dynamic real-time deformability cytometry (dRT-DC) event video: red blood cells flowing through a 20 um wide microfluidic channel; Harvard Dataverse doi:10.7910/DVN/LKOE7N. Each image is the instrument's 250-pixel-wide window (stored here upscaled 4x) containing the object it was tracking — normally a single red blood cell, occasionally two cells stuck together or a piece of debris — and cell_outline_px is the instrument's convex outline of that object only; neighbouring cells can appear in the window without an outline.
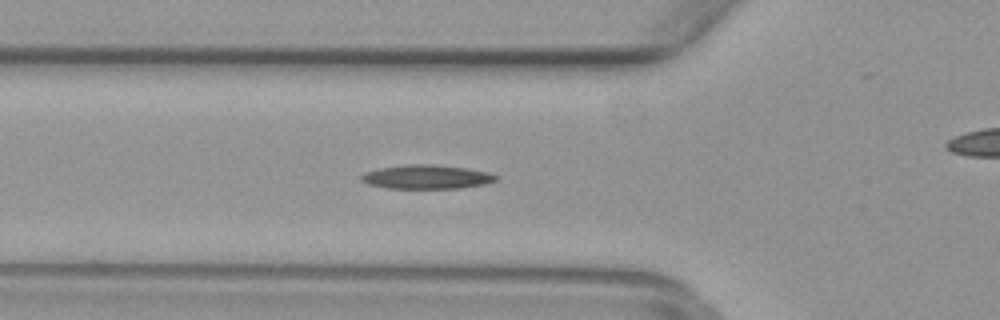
{"species": "common noctule bat (a hibernating species)", "species_latin": "Nyctalus noctula", "temperature_condition": "warm", "stored_images_in_passage": 35, "camera_frame_rate_fps": 3000, "um_per_image_px": 0.085, "animal": {"sex": "female", "body_mass_g": 29.2, "forearm_length_mm": 56.3}, "frame": {"image": 1, "passage_image": 2, "time_ms": 0.333, "image_size_px": [1000, 320], "cell_outline_px": [[500, 176], [496, 180], [484, 184], [460, 188], [388, 188], [368, 184], [360, 180], [360, 176], [364, 172], [380, 168], [408, 164], [432, 164], [468, 168], [488, 172]], "centroid_in_image_um": [36.27, 15.03], "position_along_channel_um": 89.5, "area_um2": 18.84}}
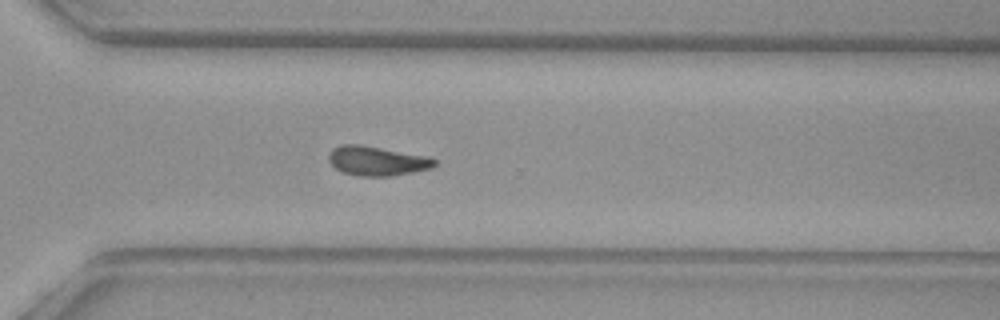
{"frame": {"image": 2, "passage_image": 20, "time_ms": 6.333, "image_size_px": [1000, 320], "cell_outline_px": [[436, 164], [432, 168], [392, 176], [356, 176], [344, 172], [336, 168], [328, 160], [328, 156], [332, 148], [340, 144], [360, 144], [428, 156], [436, 160]], "centroid_in_image_um": [32.03, 13.67], "position_along_channel_um": 338.6, "area_um2": 18.21}}
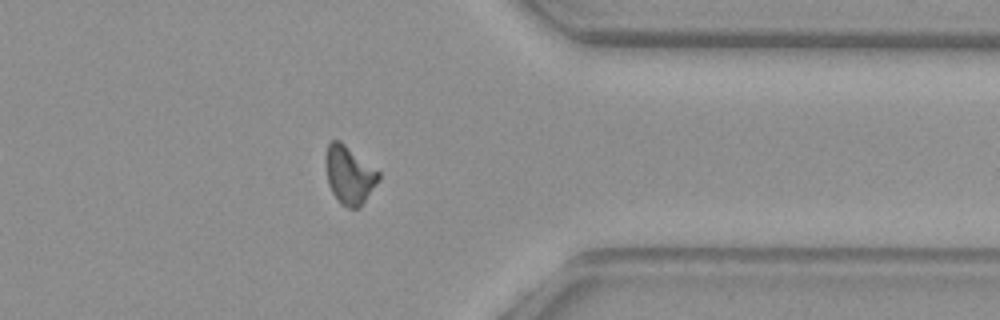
{"frame": {"image": 3, "passage_image": 24, "time_ms": 7.667, "image_size_px": [1000, 320], "cell_outline_px": [[380, 180], [360, 208], [348, 208], [340, 204], [332, 192], [328, 184], [324, 160], [324, 156], [328, 144], [332, 140], [340, 140], [380, 172]], "centroid_in_image_um": [29.68, 14.87], "position_along_channel_um": 381.7, "area_um2": 18.21}}